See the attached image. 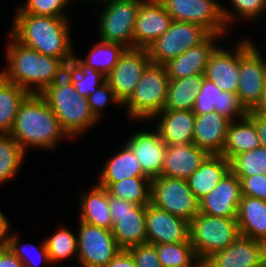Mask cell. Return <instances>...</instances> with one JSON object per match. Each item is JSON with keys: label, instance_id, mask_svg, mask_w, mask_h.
I'll return each instance as SVG.
<instances>
[{"label": "cell", "instance_id": "cell-1", "mask_svg": "<svg viewBox=\"0 0 266 267\" xmlns=\"http://www.w3.org/2000/svg\"><path fill=\"white\" fill-rule=\"evenodd\" d=\"M4 46L6 63L1 76L22 87L29 94H41L50 84L64 76L63 59L43 55L18 42L9 32ZM7 64V65H6Z\"/></svg>", "mask_w": 266, "mask_h": 267}, {"label": "cell", "instance_id": "cell-2", "mask_svg": "<svg viewBox=\"0 0 266 267\" xmlns=\"http://www.w3.org/2000/svg\"><path fill=\"white\" fill-rule=\"evenodd\" d=\"M70 17L14 13L8 32L21 44L65 62L74 56Z\"/></svg>", "mask_w": 266, "mask_h": 267}, {"label": "cell", "instance_id": "cell-3", "mask_svg": "<svg viewBox=\"0 0 266 267\" xmlns=\"http://www.w3.org/2000/svg\"><path fill=\"white\" fill-rule=\"evenodd\" d=\"M9 134L27 153L36 149L53 152L61 141H72L40 94H29L20 104Z\"/></svg>", "mask_w": 266, "mask_h": 267}, {"label": "cell", "instance_id": "cell-4", "mask_svg": "<svg viewBox=\"0 0 266 267\" xmlns=\"http://www.w3.org/2000/svg\"><path fill=\"white\" fill-rule=\"evenodd\" d=\"M40 95L72 140L82 138L101 122L92 113L87 98L80 96L65 76L50 84Z\"/></svg>", "mask_w": 266, "mask_h": 267}, {"label": "cell", "instance_id": "cell-5", "mask_svg": "<svg viewBox=\"0 0 266 267\" xmlns=\"http://www.w3.org/2000/svg\"><path fill=\"white\" fill-rule=\"evenodd\" d=\"M169 76L165 65L150 63L144 70L136 88L123 103L129 121L148 123L164 109Z\"/></svg>", "mask_w": 266, "mask_h": 267}, {"label": "cell", "instance_id": "cell-6", "mask_svg": "<svg viewBox=\"0 0 266 267\" xmlns=\"http://www.w3.org/2000/svg\"><path fill=\"white\" fill-rule=\"evenodd\" d=\"M240 235L236 218H224L198 213L190 221L189 240L196 256L205 261L224 250Z\"/></svg>", "mask_w": 266, "mask_h": 267}, {"label": "cell", "instance_id": "cell-7", "mask_svg": "<svg viewBox=\"0 0 266 267\" xmlns=\"http://www.w3.org/2000/svg\"><path fill=\"white\" fill-rule=\"evenodd\" d=\"M254 38L245 35L239 38V87L237 96L250 111L261 101L266 85V55L260 51Z\"/></svg>", "mask_w": 266, "mask_h": 267}, {"label": "cell", "instance_id": "cell-8", "mask_svg": "<svg viewBox=\"0 0 266 267\" xmlns=\"http://www.w3.org/2000/svg\"><path fill=\"white\" fill-rule=\"evenodd\" d=\"M142 0H105L92 9L97 16V37L107 42L123 44L134 48V27Z\"/></svg>", "mask_w": 266, "mask_h": 267}, {"label": "cell", "instance_id": "cell-9", "mask_svg": "<svg viewBox=\"0 0 266 267\" xmlns=\"http://www.w3.org/2000/svg\"><path fill=\"white\" fill-rule=\"evenodd\" d=\"M150 203L190 222L199 213V200L187 179L160 175L151 179Z\"/></svg>", "mask_w": 266, "mask_h": 267}, {"label": "cell", "instance_id": "cell-10", "mask_svg": "<svg viewBox=\"0 0 266 267\" xmlns=\"http://www.w3.org/2000/svg\"><path fill=\"white\" fill-rule=\"evenodd\" d=\"M210 34L196 23L172 20L168 30L147 47L151 63L164 65L189 48L201 44Z\"/></svg>", "mask_w": 266, "mask_h": 267}, {"label": "cell", "instance_id": "cell-11", "mask_svg": "<svg viewBox=\"0 0 266 267\" xmlns=\"http://www.w3.org/2000/svg\"><path fill=\"white\" fill-rule=\"evenodd\" d=\"M109 209L113 222L111 231L121 249L147 242L146 205H135L109 195Z\"/></svg>", "mask_w": 266, "mask_h": 267}, {"label": "cell", "instance_id": "cell-12", "mask_svg": "<svg viewBox=\"0 0 266 267\" xmlns=\"http://www.w3.org/2000/svg\"><path fill=\"white\" fill-rule=\"evenodd\" d=\"M172 20L196 23L211 34L229 38L231 35L224 20L222 4L218 0H159Z\"/></svg>", "mask_w": 266, "mask_h": 267}, {"label": "cell", "instance_id": "cell-13", "mask_svg": "<svg viewBox=\"0 0 266 267\" xmlns=\"http://www.w3.org/2000/svg\"><path fill=\"white\" fill-rule=\"evenodd\" d=\"M77 227V267H105L122 250L111 230L82 221Z\"/></svg>", "mask_w": 266, "mask_h": 267}, {"label": "cell", "instance_id": "cell-14", "mask_svg": "<svg viewBox=\"0 0 266 267\" xmlns=\"http://www.w3.org/2000/svg\"><path fill=\"white\" fill-rule=\"evenodd\" d=\"M150 63L146 48H127L115 67L106 76V82L122 104L133 93L144 70Z\"/></svg>", "mask_w": 266, "mask_h": 267}, {"label": "cell", "instance_id": "cell-15", "mask_svg": "<svg viewBox=\"0 0 266 267\" xmlns=\"http://www.w3.org/2000/svg\"><path fill=\"white\" fill-rule=\"evenodd\" d=\"M139 127L133 131L124 143L137 157L143 173L150 179L159 177L162 172L166 154V144L161 140L160 134L155 127ZM142 130V131H141Z\"/></svg>", "mask_w": 266, "mask_h": 267}, {"label": "cell", "instance_id": "cell-16", "mask_svg": "<svg viewBox=\"0 0 266 267\" xmlns=\"http://www.w3.org/2000/svg\"><path fill=\"white\" fill-rule=\"evenodd\" d=\"M194 114L217 112L230 122L247 117L248 110L240 102L237 93L222 91L213 82L204 78L196 96Z\"/></svg>", "mask_w": 266, "mask_h": 267}, {"label": "cell", "instance_id": "cell-17", "mask_svg": "<svg viewBox=\"0 0 266 267\" xmlns=\"http://www.w3.org/2000/svg\"><path fill=\"white\" fill-rule=\"evenodd\" d=\"M190 222L161 210L151 203L146 205L147 243L168 244L190 242Z\"/></svg>", "mask_w": 266, "mask_h": 267}, {"label": "cell", "instance_id": "cell-18", "mask_svg": "<svg viewBox=\"0 0 266 267\" xmlns=\"http://www.w3.org/2000/svg\"><path fill=\"white\" fill-rule=\"evenodd\" d=\"M232 44L228 46L221 44L215 49L206 65L204 75L222 91L237 93L240 73L239 39Z\"/></svg>", "mask_w": 266, "mask_h": 267}, {"label": "cell", "instance_id": "cell-19", "mask_svg": "<svg viewBox=\"0 0 266 267\" xmlns=\"http://www.w3.org/2000/svg\"><path fill=\"white\" fill-rule=\"evenodd\" d=\"M241 197V182L230 170L211 192L199 200V212L211 216L236 218Z\"/></svg>", "mask_w": 266, "mask_h": 267}, {"label": "cell", "instance_id": "cell-20", "mask_svg": "<svg viewBox=\"0 0 266 267\" xmlns=\"http://www.w3.org/2000/svg\"><path fill=\"white\" fill-rule=\"evenodd\" d=\"M266 254V244L239 235L224 250L210 255L205 267H260Z\"/></svg>", "mask_w": 266, "mask_h": 267}, {"label": "cell", "instance_id": "cell-21", "mask_svg": "<svg viewBox=\"0 0 266 267\" xmlns=\"http://www.w3.org/2000/svg\"><path fill=\"white\" fill-rule=\"evenodd\" d=\"M172 18L159 0H142L134 27V48H146L163 35Z\"/></svg>", "mask_w": 266, "mask_h": 267}, {"label": "cell", "instance_id": "cell-22", "mask_svg": "<svg viewBox=\"0 0 266 267\" xmlns=\"http://www.w3.org/2000/svg\"><path fill=\"white\" fill-rule=\"evenodd\" d=\"M224 37L219 34H210L201 44L189 48L164 64L169 79L204 74L212 53L220 45L219 42H225Z\"/></svg>", "mask_w": 266, "mask_h": 267}, {"label": "cell", "instance_id": "cell-23", "mask_svg": "<svg viewBox=\"0 0 266 267\" xmlns=\"http://www.w3.org/2000/svg\"><path fill=\"white\" fill-rule=\"evenodd\" d=\"M150 123L155 125L166 145L193 143L195 114L192 110L163 109L150 120Z\"/></svg>", "mask_w": 266, "mask_h": 267}, {"label": "cell", "instance_id": "cell-24", "mask_svg": "<svg viewBox=\"0 0 266 267\" xmlns=\"http://www.w3.org/2000/svg\"><path fill=\"white\" fill-rule=\"evenodd\" d=\"M230 123L215 111L195 114L193 144L210 155H221Z\"/></svg>", "mask_w": 266, "mask_h": 267}, {"label": "cell", "instance_id": "cell-25", "mask_svg": "<svg viewBox=\"0 0 266 267\" xmlns=\"http://www.w3.org/2000/svg\"><path fill=\"white\" fill-rule=\"evenodd\" d=\"M209 154L195 144H174L166 146L162 176L189 178Z\"/></svg>", "mask_w": 266, "mask_h": 267}, {"label": "cell", "instance_id": "cell-26", "mask_svg": "<svg viewBox=\"0 0 266 267\" xmlns=\"http://www.w3.org/2000/svg\"><path fill=\"white\" fill-rule=\"evenodd\" d=\"M90 190L80 191L78 221L112 230L113 222L109 209V194L105 187L95 183Z\"/></svg>", "mask_w": 266, "mask_h": 267}, {"label": "cell", "instance_id": "cell-27", "mask_svg": "<svg viewBox=\"0 0 266 267\" xmlns=\"http://www.w3.org/2000/svg\"><path fill=\"white\" fill-rule=\"evenodd\" d=\"M236 220L241 236L266 244V201L242 196Z\"/></svg>", "mask_w": 266, "mask_h": 267}, {"label": "cell", "instance_id": "cell-28", "mask_svg": "<svg viewBox=\"0 0 266 267\" xmlns=\"http://www.w3.org/2000/svg\"><path fill=\"white\" fill-rule=\"evenodd\" d=\"M230 171V161L223 155H208L200 167L189 177V188L200 200L211 192Z\"/></svg>", "mask_w": 266, "mask_h": 267}, {"label": "cell", "instance_id": "cell-29", "mask_svg": "<svg viewBox=\"0 0 266 267\" xmlns=\"http://www.w3.org/2000/svg\"><path fill=\"white\" fill-rule=\"evenodd\" d=\"M117 153L109 156L103 163L98 175L97 183H114L132 177H147L140 166V163L131 149L122 142Z\"/></svg>", "mask_w": 266, "mask_h": 267}, {"label": "cell", "instance_id": "cell-30", "mask_svg": "<svg viewBox=\"0 0 266 267\" xmlns=\"http://www.w3.org/2000/svg\"><path fill=\"white\" fill-rule=\"evenodd\" d=\"M261 147L255 124L248 118L233 121L229 124L223 155L228 161L234 156Z\"/></svg>", "mask_w": 266, "mask_h": 267}, {"label": "cell", "instance_id": "cell-31", "mask_svg": "<svg viewBox=\"0 0 266 267\" xmlns=\"http://www.w3.org/2000/svg\"><path fill=\"white\" fill-rule=\"evenodd\" d=\"M204 74L169 79L165 110H193Z\"/></svg>", "mask_w": 266, "mask_h": 267}, {"label": "cell", "instance_id": "cell-32", "mask_svg": "<svg viewBox=\"0 0 266 267\" xmlns=\"http://www.w3.org/2000/svg\"><path fill=\"white\" fill-rule=\"evenodd\" d=\"M76 54L65 62L64 76L73 84L80 96L87 98L106 82V76L85 65Z\"/></svg>", "mask_w": 266, "mask_h": 267}, {"label": "cell", "instance_id": "cell-33", "mask_svg": "<svg viewBox=\"0 0 266 267\" xmlns=\"http://www.w3.org/2000/svg\"><path fill=\"white\" fill-rule=\"evenodd\" d=\"M105 187L107 193L135 205L150 204L151 179L149 177L125 178L114 183H97Z\"/></svg>", "mask_w": 266, "mask_h": 267}, {"label": "cell", "instance_id": "cell-34", "mask_svg": "<svg viewBox=\"0 0 266 267\" xmlns=\"http://www.w3.org/2000/svg\"><path fill=\"white\" fill-rule=\"evenodd\" d=\"M27 154L9 133H0V186L17 177Z\"/></svg>", "mask_w": 266, "mask_h": 267}, {"label": "cell", "instance_id": "cell-35", "mask_svg": "<svg viewBox=\"0 0 266 267\" xmlns=\"http://www.w3.org/2000/svg\"><path fill=\"white\" fill-rule=\"evenodd\" d=\"M74 231L66 226H60L47 238L45 237L44 241L52 266L58 263L62 265V262L68 260L71 262V259L77 262V234Z\"/></svg>", "mask_w": 266, "mask_h": 267}, {"label": "cell", "instance_id": "cell-36", "mask_svg": "<svg viewBox=\"0 0 266 267\" xmlns=\"http://www.w3.org/2000/svg\"><path fill=\"white\" fill-rule=\"evenodd\" d=\"M85 58H79L85 65L107 76L117 64L127 47L116 42H107L98 39L92 42Z\"/></svg>", "mask_w": 266, "mask_h": 267}, {"label": "cell", "instance_id": "cell-37", "mask_svg": "<svg viewBox=\"0 0 266 267\" xmlns=\"http://www.w3.org/2000/svg\"><path fill=\"white\" fill-rule=\"evenodd\" d=\"M29 93L0 77V133H10L20 104Z\"/></svg>", "mask_w": 266, "mask_h": 267}, {"label": "cell", "instance_id": "cell-38", "mask_svg": "<svg viewBox=\"0 0 266 267\" xmlns=\"http://www.w3.org/2000/svg\"><path fill=\"white\" fill-rule=\"evenodd\" d=\"M230 5H222V13L229 32L243 21L247 24L266 15V0H228ZM264 14V15H263ZM241 22V23H240ZM236 24V25H235Z\"/></svg>", "mask_w": 266, "mask_h": 267}, {"label": "cell", "instance_id": "cell-39", "mask_svg": "<svg viewBox=\"0 0 266 267\" xmlns=\"http://www.w3.org/2000/svg\"><path fill=\"white\" fill-rule=\"evenodd\" d=\"M11 231L10 228L7 234V246L19 257L24 267H40L41 264L52 267L44 239L37 246L31 243L23 244L20 233Z\"/></svg>", "mask_w": 266, "mask_h": 267}, {"label": "cell", "instance_id": "cell-40", "mask_svg": "<svg viewBox=\"0 0 266 267\" xmlns=\"http://www.w3.org/2000/svg\"><path fill=\"white\" fill-rule=\"evenodd\" d=\"M155 247L163 267H194L200 261L190 242L156 244Z\"/></svg>", "mask_w": 266, "mask_h": 267}, {"label": "cell", "instance_id": "cell-41", "mask_svg": "<svg viewBox=\"0 0 266 267\" xmlns=\"http://www.w3.org/2000/svg\"><path fill=\"white\" fill-rule=\"evenodd\" d=\"M230 170L238 177L266 174V148H256L234 156L230 160Z\"/></svg>", "mask_w": 266, "mask_h": 267}, {"label": "cell", "instance_id": "cell-42", "mask_svg": "<svg viewBox=\"0 0 266 267\" xmlns=\"http://www.w3.org/2000/svg\"><path fill=\"white\" fill-rule=\"evenodd\" d=\"M69 0H23L15 7V13L34 15L69 17L66 7H70Z\"/></svg>", "mask_w": 266, "mask_h": 267}, {"label": "cell", "instance_id": "cell-43", "mask_svg": "<svg viewBox=\"0 0 266 267\" xmlns=\"http://www.w3.org/2000/svg\"><path fill=\"white\" fill-rule=\"evenodd\" d=\"M89 107L94 114V116L100 121L104 118V109L108 107L109 104L115 105L117 108L123 107L122 102L116 97L113 89L109 86L107 82L102 84L97 90L87 97Z\"/></svg>", "mask_w": 266, "mask_h": 267}, {"label": "cell", "instance_id": "cell-44", "mask_svg": "<svg viewBox=\"0 0 266 267\" xmlns=\"http://www.w3.org/2000/svg\"><path fill=\"white\" fill-rule=\"evenodd\" d=\"M133 257L136 267H163L154 244L143 243L127 249Z\"/></svg>", "mask_w": 266, "mask_h": 267}, {"label": "cell", "instance_id": "cell-45", "mask_svg": "<svg viewBox=\"0 0 266 267\" xmlns=\"http://www.w3.org/2000/svg\"><path fill=\"white\" fill-rule=\"evenodd\" d=\"M242 196L258 198L266 201V174L239 178Z\"/></svg>", "mask_w": 266, "mask_h": 267}, {"label": "cell", "instance_id": "cell-46", "mask_svg": "<svg viewBox=\"0 0 266 267\" xmlns=\"http://www.w3.org/2000/svg\"><path fill=\"white\" fill-rule=\"evenodd\" d=\"M0 267H24V265L6 245L0 247Z\"/></svg>", "mask_w": 266, "mask_h": 267}, {"label": "cell", "instance_id": "cell-47", "mask_svg": "<svg viewBox=\"0 0 266 267\" xmlns=\"http://www.w3.org/2000/svg\"><path fill=\"white\" fill-rule=\"evenodd\" d=\"M247 117L255 124L258 131L260 145L266 148V117L255 114L252 110L248 112Z\"/></svg>", "mask_w": 266, "mask_h": 267}, {"label": "cell", "instance_id": "cell-48", "mask_svg": "<svg viewBox=\"0 0 266 267\" xmlns=\"http://www.w3.org/2000/svg\"><path fill=\"white\" fill-rule=\"evenodd\" d=\"M105 267H136V264L128 250L122 249Z\"/></svg>", "mask_w": 266, "mask_h": 267}, {"label": "cell", "instance_id": "cell-49", "mask_svg": "<svg viewBox=\"0 0 266 267\" xmlns=\"http://www.w3.org/2000/svg\"><path fill=\"white\" fill-rule=\"evenodd\" d=\"M11 227V221L7 218L5 212L3 213L0 210V247L7 245V234Z\"/></svg>", "mask_w": 266, "mask_h": 267}, {"label": "cell", "instance_id": "cell-50", "mask_svg": "<svg viewBox=\"0 0 266 267\" xmlns=\"http://www.w3.org/2000/svg\"><path fill=\"white\" fill-rule=\"evenodd\" d=\"M252 111L261 117H266V85L264 86L261 101Z\"/></svg>", "mask_w": 266, "mask_h": 267}, {"label": "cell", "instance_id": "cell-51", "mask_svg": "<svg viewBox=\"0 0 266 267\" xmlns=\"http://www.w3.org/2000/svg\"><path fill=\"white\" fill-rule=\"evenodd\" d=\"M75 2V4H76V2L78 1V2H84V3H90L91 4V2H92V4H94L93 5V9L95 8V5H97L96 7H98L99 5H101L105 0H77V1H75V0H69V2H70V4H72L73 3V5H74V2Z\"/></svg>", "mask_w": 266, "mask_h": 267}, {"label": "cell", "instance_id": "cell-52", "mask_svg": "<svg viewBox=\"0 0 266 267\" xmlns=\"http://www.w3.org/2000/svg\"><path fill=\"white\" fill-rule=\"evenodd\" d=\"M194 267H205L203 261H199Z\"/></svg>", "mask_w": 266, "mask_h": 267}, {"label": "cell", "instance_id": "cell-53", "mask_svg": "<svg viewBox=\"0 0 266 267\" xmlns=\"http://www.w3.org/2000/svg\"><path fill=\"white\" fill-rule=\"evenodd\" d=\"M260 267H266V254Z\"/></svg>", "mask_w": 266, "mask_h": 267}]
</instances>
